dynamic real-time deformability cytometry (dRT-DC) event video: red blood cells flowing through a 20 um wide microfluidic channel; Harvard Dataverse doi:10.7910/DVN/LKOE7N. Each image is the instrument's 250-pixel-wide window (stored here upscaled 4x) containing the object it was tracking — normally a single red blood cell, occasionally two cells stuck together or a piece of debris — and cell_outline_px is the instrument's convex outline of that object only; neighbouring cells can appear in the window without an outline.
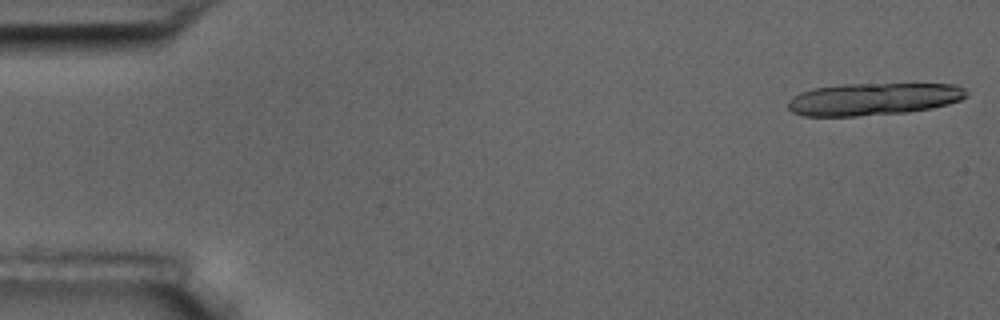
{"species": "common noctule bat (a hibernating species)", "species_latin": "Nyctalus noctula", "temperature_condition": "room temperature", "stored_images_in_passage": 11, "camera_frame_rate_fps": 3000, "um_per_image_px": 0.085, "animal": {"sex": "male", "body_mass_g": 17.5, "forearm_length_mm": 52.3}, "frame": {"image": 1, "passage_image": 1, "time_ms": 0.0, "image_size_px": [1000, 320], "cell_outline_px": [[968, 96], [960, 100], [948, 104], [932, 108], [908, 112], [856, 116], [804, 116], [792, 112], [788, 108], [788, 100], [792, 96], [800, 92], [816, 88], [844, 84], [956, 84], [964, 88], [968, 92]], "centroid_in_image_um": [74.25, 8.42], "position_along_channel_um": 10.8, "area_um2": 33.7}}
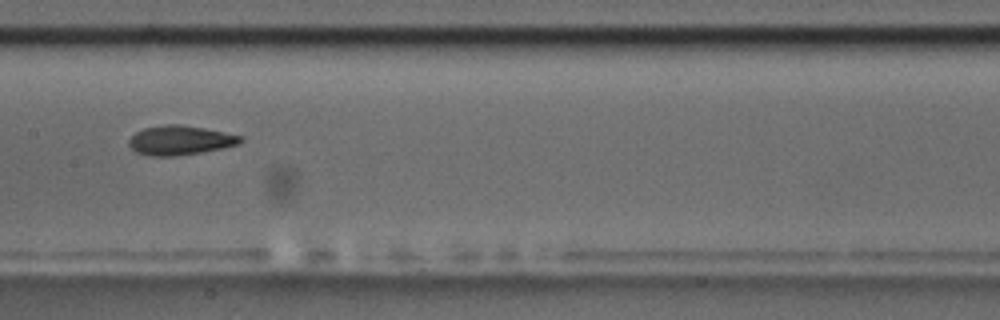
{"frame": {"image": 2, "passage_image": 8, "time_ms": 9.0, "image_size_px": [1000, 320], "cell_outline_px": [[244, 140], [240, 144], [200, 152], [176, 156], [148, 156], [136, 152], [128, 144], [128, 140], [136, 132], [144, 128], [164, 124], [180, 124], [204, 128], [244, 136]], "centroid_in_image_um": [15.31, 11.92], "position_along_channel_um": 192.1, "area_um2": 19.13}}
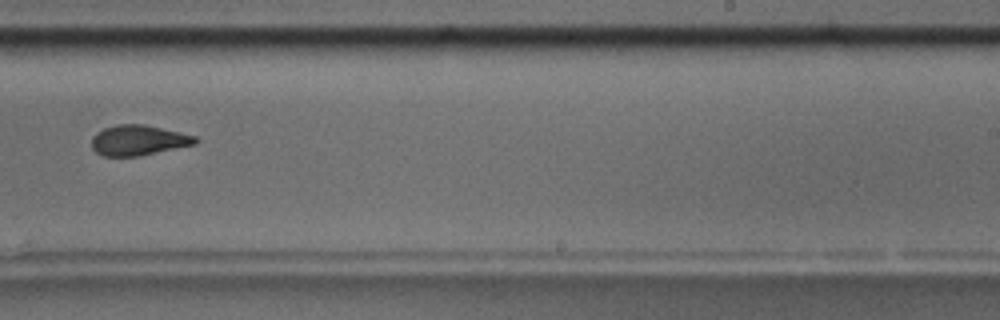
{"frame": {"image": 3, "passage_image": 10, "time_ms": 11.333, "image_size_px": [1000, 320], "cell_outline_px": [[200, 140], [196, 144], [136, 156], [104, 156], [96, 152], [92, 148], [92, 136], [96, 132], [104, 128], [116, 124], [144, 124], [180, 132], [196, 136]], "centroid_in_image_um": [11.76, 11.91], "position_along_channel_um": 277.2, "area_um2": 18.26}}